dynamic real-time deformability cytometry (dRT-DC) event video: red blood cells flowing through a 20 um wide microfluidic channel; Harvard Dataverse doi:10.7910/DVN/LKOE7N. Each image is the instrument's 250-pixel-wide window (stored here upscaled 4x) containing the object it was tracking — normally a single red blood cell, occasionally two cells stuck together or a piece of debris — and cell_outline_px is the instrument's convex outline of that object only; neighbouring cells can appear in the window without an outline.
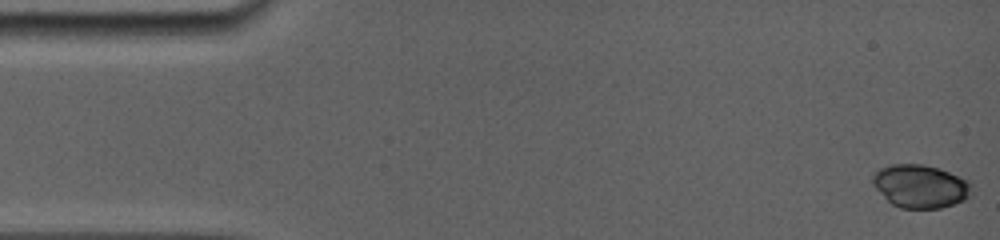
{"species": "common noctule bat (a hibernating species)", "species_latin": "Nyctalus noctula", "temperature_condition": "room temperature", "stored_images_in_passage": 51, "camera_frame_rate_fps": 5000, "um_per_image_px": 0.085, "animal": {"sex": "female", "body_mass_g": 19.0, "forearm_length_mm": 56.7}, "frame": {"image": 1, "passage_image": 1, "time_ms": 0.0, "image_size_px": [1000, 240], "cell_outline_px": [[972, 184], [968, 196], [964, 200], [940, 208], [900, 208], [892, 204], [872, 184], [872, 176], [880, 168], [892, 164], [920, 164], [940, 168], [968, 180]], "centroid_in_image_um": [78.22, 15.82], "position_along_channel_um": 6.8, "area_um2": 24.68}}
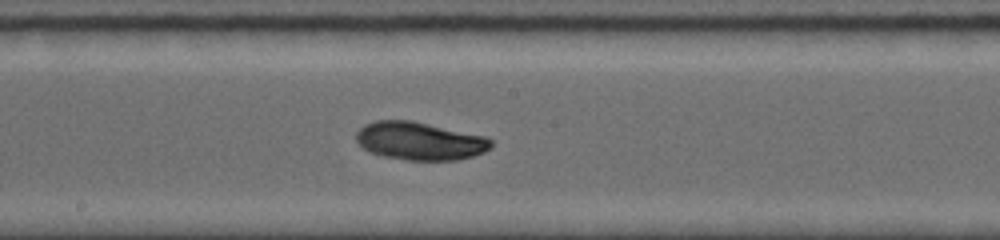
{"frame": {"image": 2, "passage_image": 30, "time_ms": 8.6, "image_size_px": [1000, 240], "cell_outline_px": [[492, 148], [484, 152], [472, 156], [456, 160], [408, 160], [384, 156], [368, 152], [356, 140], [356, 132], [364, 124], [376, 120], [412, 120], [484, 136], [492, 140]], "centroid_in_image_um": [35.67, 11.98], "position_along_channel_um": 212.5, "area_um2": 29.88}}
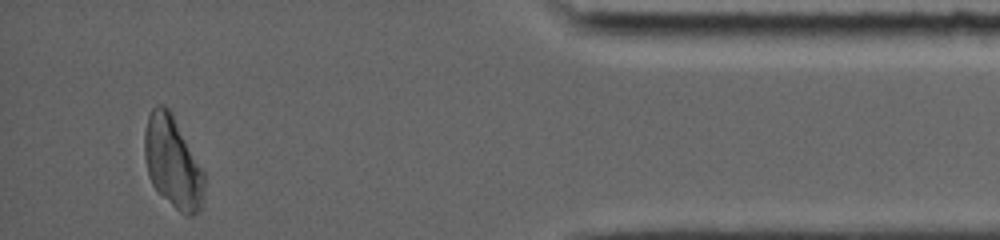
{"frame": {"image": 3, "passage_image": 51, "time_ms": 15.0, "image_size_px": [1000, 240], "cell_outline_px": [[204, 188], [200, 212], [192, 216], [184, 216], [152, 184], [148, 176], [144, 156], [144, 132], [148, 116], [152, 108], [156, 104], [164, 104], [172, 112], [204, 172]], "centroid_in_image_um": [14.67, 13.77], "position_along_channel_um": 420.5, "area_um2": 31.91}, "authors_computed_cell_mechanics": {"area_um2": 28.9, "velocity_mm_per_s": 3.8641, "shape_relaxation_time_tau1_ms": 6.0612, "shape_relaxation_time_tau2_ms": null, "deformation_change_tau1": 0.0812, "deformation_change_tau2": null}}